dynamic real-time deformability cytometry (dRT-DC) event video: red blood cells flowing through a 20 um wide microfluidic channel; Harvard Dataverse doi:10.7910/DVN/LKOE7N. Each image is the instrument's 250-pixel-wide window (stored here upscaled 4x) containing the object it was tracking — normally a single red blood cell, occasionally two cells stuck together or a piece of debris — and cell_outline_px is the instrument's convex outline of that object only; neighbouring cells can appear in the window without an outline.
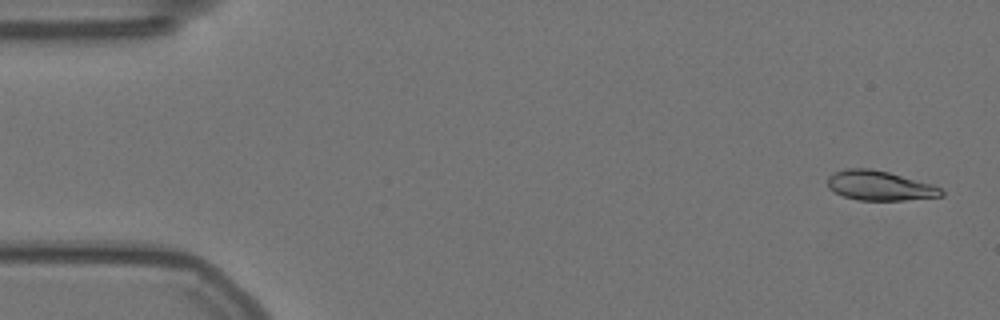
{"species": "Egyptian fruit bat (a non-hibernating species)", "species_latin": "Rousettus aegyptiacus", "temperature_condition": "warm", "stored_images_in_passage": 24, "camera_frame_rate_fps": 3000, "um_per_image_px": 0.085, "animal": {"sex": "female"}, "frame": {"image": 1, "passage_image": 2, "time_ms": 0.333, "image_size_px": [1000, 320], "cell_outline_px": [[944, 196], [904, 200], [860, 200], [844, 196], [828, 188], [828, 176], [836, 172], [848, 168], [868, 168], [888, 172], [932, 184], [940, 188], [944, 192]], "centroid_in_image_um": [74.79, 15.78], "position_along_channel_um": 10.2, "area_um2": 19.42}}
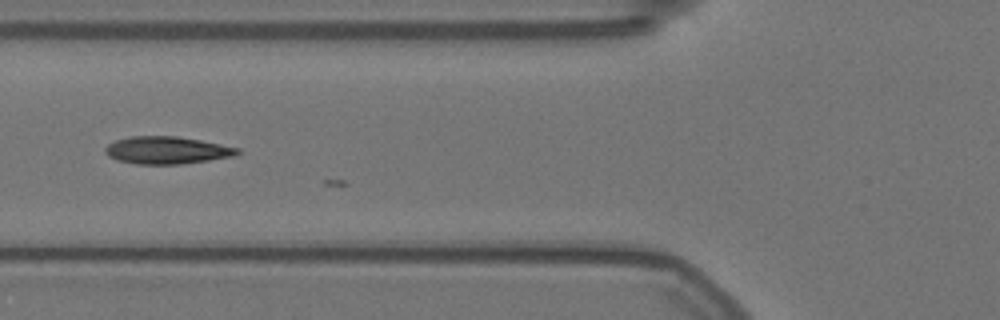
{"frame": {"image": 2, "passage_image": 21, "time_ms": 6.667, "image_size_px": [1000, 320], "cell_outline_px": [[240, 152], [236, 156], [180, 164], [136, 164], [116, 160], [108, 156], [104, 152], [104, 148], [108, 144], [116, 140], [132, 136], [176, 136], [200, 140], [240, 148]], "centroid_in_image_um": [14.17, 12.77], "position_along_channel_um": 111.6, "area_um2": 21.15}}